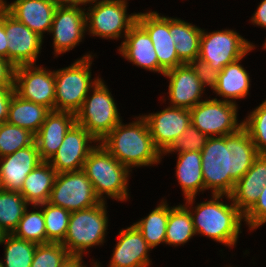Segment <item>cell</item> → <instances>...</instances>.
<instances>
[{"instance_id":"d590c367","label":"cell","mask_w":266,"mask_h":267,"mask_svg":"<svg viewBox=\"0 0 266 267\" xmlns=\"http://www.w3.org/2000/svg\"><path fill=\"white\" fill-rule=\"evenodd\" d=\"M24 212L17 228L12 233L15 237L31 241L36 244L46 243V230L43 210Z\"/></svg>"},{"instance_id":"ba28073f","label":"cell","mask_w":266,"mask_h":267,"mask_svg":"<svg viewBox=\"0 0 266 267\" xmlns=\"http://www.w3.org/2000/svg\"><path fill=\"white\" fill-rule=\"evenodd\" d=\"M204 31L200 37L198 58L220 71L229 63L242 59L255 47L233 30Z\"/></svg>"},{"instance_id":"8d00e7d4","label":"cell","mask_w":266,"mask_h":267,"mask_svg":"<svg viewBox=\"0 0 266 267\" xmlns=\"http://www.w3.org/2000/svg\"><path fill=\"white\" fill-rule=\"evenodd\" d=\"M259 154H266V100L243 121Z\"/></svg>"},{"instance_id":"9c48e42d","label":"cell","mask_w":266,"mask_h":267,"mask_svg":"<svg viewBox=\"0 0 266 267\" xmlns=\"http://www.w3.org/2000/svg\"><path fill=\"white\" fill-rule=\"evenodd\" d=\"M101 201L83 170L57 173L48 203L69 212L94 207Z\"/></svg>"},{"instance_id":"4dcf8cb0","label":"cell","mask_w":266,"mask_h":267,"mask_svg":"<svg viewBox=\"0 0 266 267\" xmlns=\"http://www.w3.org/2000/svg\"><path fill=\"white\" fill-rule=\"evenodd\" d=\"M162 202L146 218L133 224L151 248L165 243L169 207Z\"/></svg>"},{"instance_id":"484cf974","label":"cell","mask_w":266,"mask_h":267,"mask_svg":"<svg viewBox=\"0 0 266 267\" xmlns=\"http://www.w3.org/2000/svg\"><path fill=\"white\" fill-rule=\"evenodd\" d=\"M56 176L57 172L50 163L43 161L27 175L19 193L34 208L46 203L50 198Z\"/></svg>"},{"instance_id":"d6986e66","label":"cell","mask_w":266,"mask_h":267,"mask_svg":"<svg viewBox=\"0 0 266 267\" xmlns=\"http://www.w3.org/2000/svg\"><path fill=\"white\" fill-rule=\"evenodd\" d=\"M169 78L171 107L192 109L200 103L203 86L189 64H183L164 73Z\"/></svg>"},{"instance_id":"681fc988","label":"cell","mask_w":266,"mask_h":267,"mask_svg":"<svg viewBox=\"0 0 266 267\" xmlns=\"http://www.w3.org/2000/svg\"><path fill=\"white\" fill-rule=\"evenodd\" d=\"M5 232L0 228V244L2 243V240H3V238H4V236H5Z\"/></svg>"},{"instance_id":"ee69618b","label":"cell","mask_w":266,"mask_h":267,"mask_svg":"<svg viewBox=\"0 0 266 267\" xmlns=\"http://www.w3.org/2000/svg\"><path fill=\"white\" fill-rule=\"evenodd\" d=\"M6 32L4 29V5L0 1V57L5 58L8 61V45Z\"/></svg>"},{"instance_id":"ab89813d","label":"cell","mask_w":266,"mask_h":267,"mask_svg":"<svg viewBox=\"0 0 266 267\" xmlns=\"http://www.w3.org/2000/svg\"><path fill=\"white\" fill-rule=\"evenodd\" d=\"M244 218L250 230L266 223V184L262 188L259 199L244 214Z\"/></svg>"},{"instance_id":"8992f818","label":"cell","mask_w":266,"mask_h":267,"mask_svg":"<svg viewBox=\"0 0 266 267\" xmlns=\"http://www.w3.org/2000/svg\"><path fill=\"white\" fill-rule=\"evenodd\" d=\"M105 201L71 212L67 234L61 243L70 255L82 256L85 249L104 242L108 217Z\"/></svg>"},{"instance_id":"8fae6325","label":"cell","mask_w":266,"mask_h":267,"mask_svg":"<svg viewBox=\"0 0 266 267\" xmlns=\"http://www.w3.org/2000/svg\"><path fill=\"white\" fill-rule=\"evenodd\" d=\"M237 105L226 100H205L190 109L191 124L208 137H221L237 132Z\"/></svg>"},{"instance_id":"e575fe53","label":"cell","mask_w":266,"mask_h":267,"mask_svg":"<svg viewBox=\"0 0 266 267\" xmlns=\"http://www.w3.org/2000/svg\"><path fill=\"white\" fill-rule=\"evenodd\" d=\"M35 134L30 130L4 122L0 124V158L32 145Z\"/></svg>"},{"instance_id":"277c9868","label":"cell","mask_w":266,"mask_h":267,"mask_svg":"<svg viewBox=\"0 0 266 267\" xmlns=\"http://www.w3.org/2000/svg\"><path fill=\"white\" fill-rule=\"evenodd\" d=\"M99 144L90 151L83 171L92 182L100 201H105L104 194L112 199L127 200L128 176L131 170L114 158L101 143Z\"/></svg>"},{"instance_id":"7c38bea8","label":"cell","mask_w":266,"mask_h":267,"mask_svg":"<svg viewBox=\"0 0 266 267\" xmlns=\"http://www.w3.org/2000/svg\"><path fill=\"white\" fill-rule=\"evenodd\" d=\"M15 93L23 99L55 111L54 71L34 65L15 67L13 80Z\"/></svg>"},{"instance_id":"f6af8a7d","label":"cell","mask_w":266,"mask_h":267,"mask_svg":"<svg viewBox=\"0 0 266 267\" xmlns=\"http://www.w3.org/2000/svg\"><path fill=\"white\" fill-rule=\"evenodd\" d=\"M251 20L255 25L266 28V0H262Z\"/></svg>"},{"instance_id":"ac0fdd59","label":"cell","mask_w":266,"mask_h":267,"mask_svg":"<svg viewBox=\"0 0 266 267\" xmlns=\"http://www.w3.org/2000/svg\"><path fill=\"white\" fill-rule=\"evenodd\" d=\"M42 161L36 142L0 158V183L3 190L20 191L27 175Z\"/></svg>"},{"instance_id":"603a6c76","label":"cell","mask_w":266,"mask_h":267,"mask_svg":"<svg viewBox=\"0 0 266 267\" xmlns=\"http://www.w3.org/2000/svg\"><path fill=\"white\" fill-rule=\"evenodd\" d=\"M265 184L266 154H259L251 168L236 182L232 194L225 196L245 214L259 199Z\"/></svg>"},{"instance_id":"7a4b0ae2","label":"cell","mask_w":266,"mask_h":267,"mask_svg":"<svg viewBox=\"0 0 266 267\" xmlns=\"http://www.w3.org/2000/svg\"><path fill=\"white\" fill-rule=\"evenodd\" d=\"M138 118L128 125L120 122L99 142L129 170L130 167L159 163L162 156L154 145L146 120L142 116Z\"/></svg>"},{"instance_id":"44dd1931","label":"cell","mask_w":266,"mask_h":267,"mask_svg":"<svg viewBox=\"0 0 266 267\" xmlns=\"http://www.w3.org/2000/svg\"><path fill=\"white\" fill-rule=\"evenodd\" d=\"M8 13L30 30L44 37V32H50L55 10L57 8L50 0H15L6 4Z\"/></svg>"},{"instance_id":"5b68a950","label":"cell","mask_w":266,"mask_h":267,"mask_svg":"<svg viewBox=\"0 0 266 267\" xmlns=\"http://www.w3.org/2000/svg\"><path fill=\"white\" fill-rule=\"evenodd\" d=\"M92 55L87 54L71 66L54 71L55 111H69L76 114L81 108L89 90L100 79H91Z\"/></svg>"},{"instance_id":"5bb4252c","label":"cell","mask_w":266,"mask_h":267,"mask_svg":"<svg viewBox=\"0 0 266 267\" xmlns=\"http://www.w3.org/2000/svg\"><path fill=\"white\" fill-rule=\"evenodd\" d=\"M137 22L147 31L158 59V72L163 74L177 66L180 61L176 44L169 33V17L160 16L157 12L138 13Z\"/></svg>"},{"instance_id":"cb8c5ba5","label":"cell","mask_w":266,"mask_h":267,"mask_svg":"<svg viewBox=\"0 0 266 267\" xmlns=\"http://www.w3.org/2000/svg\"><path fill=\"white\" fill-rule=\"evenodd\" d=\"M127 60L149 71L158 72V59L147 31L136 22L118 49Z\"/></svg>"},{"instance_id":"f907efd6","label":"cell","mask_w":266,"mask_h":267,"mask_svg":"<svg viewBox=\"0 0 266 267\" xmlns=\"http://www.w3.org/2000/svg\"><path fill=\"white\" fill-rule=\"evenodd\" d=\"M94 267H100L99 263L97 264V262H95Z\"/></svg>"},{"instance_id":"2e32d148","label":"cell","mask_w":266,"mask_h":267,"mask_svg":"<svg viewBox=\"0 0 266 267\" xmlns=\"http://www.w3.org/2000/svg\"><path fill=\"white\" fill-rule=\"evenodd\" d=\"M85 9L80 6H58L49 33H53V46L58 56L82 41L86 31Z\"/></svg>"},{"instance_id":"f1b7e54d","label":"cell","mask_w":266,"mask_h":267,"mask_svg":"<svg viewBox=\"0 0 266 267\" xmlns=\"http://www.w3.org/2000/svg\"><path fill=\"white\" fill-rule=\"evenodd\" d=\"M240 60L229 63L220 71L217 86L214 90L217 95L232 103L235 102L233 99L245 98L251 85L249 73L239 64Z\"/></svg>"},{"instance_id":"83f0119b","label":"cell","mask_w":266,"mask_h":267,"mask_svg":"<svg viewBox=\"0 0 266 267\" xmlns=\"http://www.w3.org/2000/svg\"><path fill=\"white\" fill-rule=\"evenodd\" d=\"M169 33L176 44L180 61L189 64L199 56L202 29L186 23L184 20L169 18Z\"/></svg>"},{"instance_id":"7dc6e473","label":"cell","mask_w":266,"mask_h":267,"mask_svg":"<svg viewBox=\"0 0 266 267\" xmlns=\"http://www.w3.org/2000/svg\"><path fill=\"white\" fill-rule=\"evenodd\" d=\"M54 5L58 6H76V0H50Z\"/></svg>"},{"instance_id":"60d3db41","label":"cell","mask_w":266,"mask_h":267,"mask_svg":"<svg viewBox=\"0 0 266 267\" xmlns=\"http://www.w3.org/2000/svg\"><path fill=\"white\" fill-rule=\"evenodd\" d=\"M189 65L194 70L195 75L200 80L203 88L207 85L213 90L216 89L220 70L212 68L209 63L201 60L200 58L194 59L189 63Z\"/></svg>"},{"instance_id":"bcb514c9","label":"cell","mask_w":266,"mask_h":267,"mask_svg":"<svg viewBox=\"0 0 266 267\" xmlns=\"http://www.w3.org/2000/svg\"><path fill=\"white\" fill-rule=\"evenodd\" d=\"M58 267H85L82 256L69 255Z\"/></svg>"},{"instance_id":"ffe728a7","label":"cell","mask_w":266,"mask_h":267,"mask_svg":"<svg viewBox=\"0 0 266 267\" xmlns=\"http://www.w3.org/2000/svg\"><path fill=\"white\" fill-rule=\"evenodd\" d=\"M76 122L75 113L50 111L35 134V142L42 161L48 162L62 144L66 132Z\"/></svg>"},{"instance_id":"30bf717a","label":"cell","mask_w":266,"mask_h":267,"mask_svg":"<svg viewBox=\"0 0 266 267\" xmlns=\"http://www.w3.org/2000/svg\"><path fill=\"white\" fill-rule=\"evenodd\" d=\"M93 5L88 9L89 12L85 13L86 27H88L86 29L92 35L118 39L121 37L122 30L126 36L137 22L138 13L129 16L126 14V0H100Z\"/></svg>"},{"instance_id":"52a82bcc","label":"cell","mask_w":266,"mask_h":267,"mask_svg":"<svg viewBox=\"0 0 266 267\" xmlns=\"http://www.w3.org/2000/svg\"><path fill=\"white\" fill-rule=\"evenodd\" d=\"M92 89V96L87 95L76 112L75 119L97 142H101L122 120L115 100L104 82L99 79Z\"/></svg>"},{"instance_id":"e0dca14e","label":"cell","mask_w":266,"mask_h":267,"mask_svg":"<svg viewBox=\"0 0 266 267\" xmlns=\"http://www.w3.org/2000/svg\"><path fill=\"white\" fill-rule=\"evenodd\" d=\"M142 117L146 120L154 145L163 153L191 124L189 109L171 107Z\"/></svg>"},{"instance_id":"7bdbcfd3","label":"cell","mask_w":266,"mask_h":267,"mask_svg":"<svg viewBox=\"0 0 266 267\" xmlns=\"http://www.w3.org/2000/svg\"><path fill=\"white\" fill-rule=\"evenodd\" d=\"M14 92V87H0V124L7 121L9 104Z\"/></svg>"},{"instance_id":"b9f144b4","label":"cell","mask_w":266,"mask_h":267,"mask_svg":"<svg viewBox=\"0 0 266 267\" xmlns=\"http://www.w3.org/2000/svg\"><path fill=\"white\" fill-rule=\"evenodd\" d=\"M14 69L9 61L0 57V87H14Z\"/></svg>"},{"instance_id":"4fadbf2b","label":"cell","mask_w":266,"mask_h":267,"mask_svg":"<svg viewBox=\"0 0 266 267\" xmlns=\"http://www.w3.org/2000/svg\"><path fill=\"white\" fill-rule=\"evenodd\" d=\"M4 29L9 40L8 61L14 67L35 65L43 38L11 16L5 6Z\"/></svg>"},{"instance_id":"4316f807","label":"cell","mask_w":266,"mask_h":267,"mask_svg":"<svg viewBox=\"0 0 266 267\" xmlns=\"http://www.w3.org/2000/svg\"><path fill=\"white\" fill-rule=\"evenodd\" d=\"M49 112L47 107L23 99L14 92L9 104L6 122L36 134Z\"/></svg>"},{"instance_id":"74e56055","label":"cell","mask_w":266,"mask_h":267,"mask_svg":"<svg viewBox=\"0 0 266 267\" xmlns=\"http://www.w3.org/2000/svg\"><path fill=\"white\" fill-rule=\"evenodd\" d=\"M69 255L61 243L37 244L31 267H58Z\"/></svg>"},{"instance_id":"f546056e","label":"cell","mask_w":266,"mask_h":267,"mask_svg":"<svg viewBox=\"0 0 266 267\" xmlns=\"http://www.w3.org/2000/svg\"><path fill=\"white\" fill-rule=\"evenodd\" d=\"M195 234L192 217L187 205L169 207L165 243L174 246L184 244Z\"/></svg>"},{"instance_id":"f35d334b","label":"cell","mask_w":266,"mask_h":267,"mask_svg":"<svg viewBox=\"0 0 266 267\" xmlns=\"http://www.w3.org/2000/svg\"><path fill=\"white\" fill-rule=\"evenodd\" d=\"M208 138L207 135L190 124L163 154L176 151L179 153L201 151L206 145Z\"/></svg>"},{"instance_id":"c3c4849f","label":"cell","mask_w":266,"mask_h":267,"mask_svg":"<svg viewBox=\"0 0 266 267\" xmlns=\"http://www.w3.org/2000/svg\"><path fill=\"white\" fill-rule=\"evenodd\" d=\"M98 0H76V6H79L80 4H87V3H94L97 2Z\"/></svg>"},{"instance_id":"9a60e30c","label":"cell","mask_w":266,"mask_h":267,"mask_svg":"<svg viewBox=\"0 0 266 267\" xmlns=\"http://www.w3.org/2000/svg\"><path fill=\"white\" fill-rule=\"evenodd\" d=\"M97 140L76 122L66 132L64 140L54 156L48 161L57 173L83 170L84 163Z\"/></svg>"},{"instance_id":"d4e9b609","label":"cell","mask_w":266,"mask_h":267,"mask_svg":"<svg viewBox=\"0 0 266 267\" xmlns=\"http://www.w3.org/2000/svg\"><path fill=\"white\" fill-rule=\"evenodd\" d=\"M201 151L178 153L176 175L188 205H192L199 191L204 190Z\"/></svg>"},{"instance_id":"7402d4cb","label":"cell","mask_w":266,"mask_h":267,"mask_svg":"<svg viewBox=\"0 0 266 267\" xmlns=\"http://www.w3.org/2000/svg\"><path fill=\"white\" fill-rule=\"evenodd\" d=\"M150 249L134 225L122 229L109 267H147L151 262L147 254Z\"/></svg>"},{"instance_id":"3957f363","label":"cell","mask_w":266,"mask_h":267,"mask_svg":"<svg viewBox=\"0 0 266 267\" xmlns=\"http://www.w3.org/2000/svg\"><path fill=\"white\" fill-rule=\"evenodd\" d=\"M224 195L212 194V200L202 202L191 212L196 234L232 247L237 242L244 214L232 203L221 202ZM194 213V214H193Z\"/></svg>"},{"instance_id":"d6a6232c","label":"cell","mask_w":266,"mask_h":267,"mask_svg":"<svg viewBox=\"0 0 266 267\" xmlns=\"http://www.w3.org/2000/svg\"><path fill=\"white\" fill-rule=\"evenodd\" d=\"M2 243L5 244V264L1 267H31L37 244L5 234Z\"/></svg>"},{"instance_id":"1f68e13d","label":"cell","mask_w":266,"mask_h":267,"mask_svg":"<svg viewBox=\"0 0 266 267\" xmlns=\"http://www.w3.org/2000/svg\"><path fill=\"white\" fill-rule=\"evenodd\" d=\"M29 204L18 191L0 190V228L12 234Z\"/></svg>"},{"instance_id":"836d02e7","label":"cell","mask_w":266,"mask_h":267,"mask_svg":"<svg viewBox=\"0 0 266 267\" xmlns=\"http://www.w3.org/2000/svg\"><path fill=\"white\" fill-rule=\"evenodd\" d=\"M37 206H43L46 243H62L67 234L69 218L71 212L50 203H42ZM45 206V207H44Z\"/></svg>"},{"instance_id":"6da1fadb","label":"cell","mask_w":266,"mask_h":267,"mask_svg":"<svg viewBox=\"0 0 266 267\" xmlns=\"http://www.w3.org/2000/svg\"><path fill=\"white\" fill-rule=\"evenodd\" d=\"M259 155L247 130L209 137L201 150L204 190L214 195H231L236 182L251 168Z\"/></svg>"}]
</instances>
